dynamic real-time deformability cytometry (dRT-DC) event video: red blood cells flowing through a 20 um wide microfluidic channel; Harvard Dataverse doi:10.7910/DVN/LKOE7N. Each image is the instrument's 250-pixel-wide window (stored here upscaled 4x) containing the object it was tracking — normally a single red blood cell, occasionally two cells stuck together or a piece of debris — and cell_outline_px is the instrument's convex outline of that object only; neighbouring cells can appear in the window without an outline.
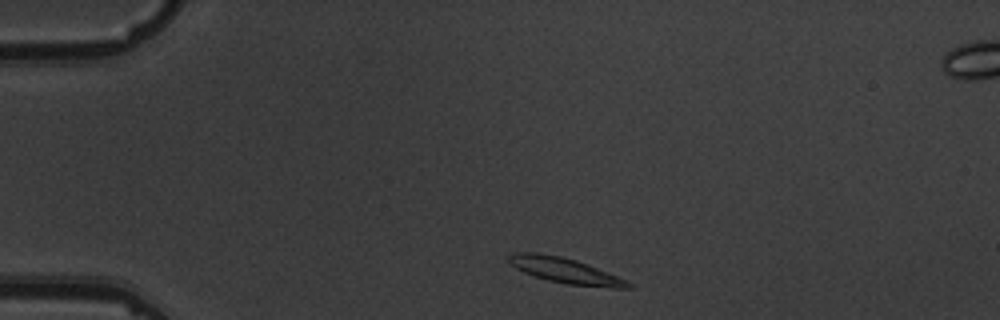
{"species": "common noctule bat (a hibernating species)", "species_latin": "Nyctalus noctula", "temperature_condition": "warm", "stored_images_in_passage": 3, "camera_frame_rate_fps": 3000, "um_per_image_px": 0.085, "animal": {"sex": "male", "body_mass_g": 19.5, "forearm_length_mm": 54.6}, "frame": {"image": 1, "passage_image": 1, "time_ms": 0.0, "image_size_px": [1000, 320], "cell_outline_px": [[632, 288], [608, 288], [568, 284], [548, 280], [524, 272], [516, 268], [508, 260], [508, 256], [516, 252], [536, 252], [560, 256], [576, 260], [588, 264], [628, 280], [632, 284]], "centroid_in_image_um": [48.1, 23.0], "position_along_channel_um": 36.9, "area_um2": 17.63}}